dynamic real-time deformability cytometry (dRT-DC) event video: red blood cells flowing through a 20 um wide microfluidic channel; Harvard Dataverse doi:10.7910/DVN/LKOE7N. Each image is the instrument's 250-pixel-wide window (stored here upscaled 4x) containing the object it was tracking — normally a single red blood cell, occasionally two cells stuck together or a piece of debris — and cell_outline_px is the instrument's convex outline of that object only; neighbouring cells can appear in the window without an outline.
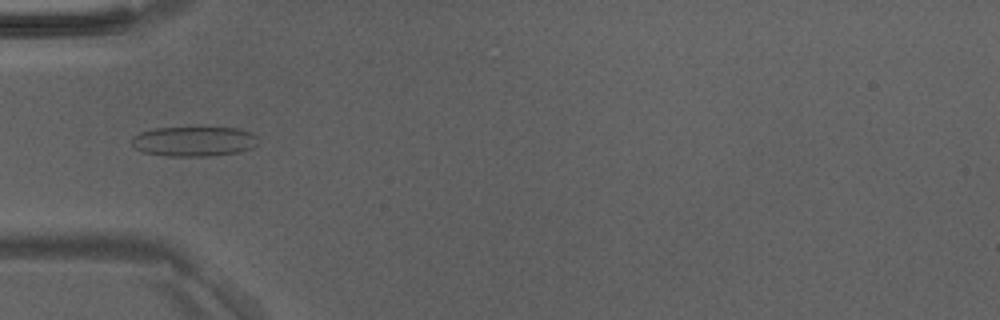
{"species": "Egyptian fruit bat (a non-hibernating species)", "species_latin": "Rousettus aegyptiacus", "temperature_condition": "room temperature", "stored_images_in_passage": 48, "camera_frame_rate_fps": 3000, "um_per_image_px": 0.085, "animal": {"sex": "male"}, "frame": {"image": 1, "passage_image": 16, "time_ms": 5.0, "image_size_px": [1000, 320], "cell_outline_px": [[256, 144], [252, 148], [240, 152], [208, 156], [164, 156], [144, 152], [136, 148], [132, 144], [132, 136], [140, 132], [156, 128], [236, 128], [252, 132], [256, 136]], "centroid_in_image_um": [16.48, 12.02], "position_along_channel_um": 68.5, "area_um2": 21.91}}
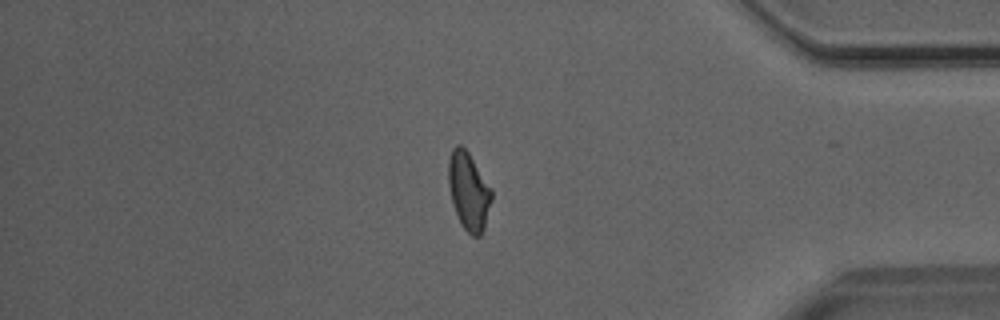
{"frame": {"image": 2, "passage_image": 41, "time_ms": 13.333, "image_size_px": [1000, 320], "cell_outline_px": [[492, 200], [484, 228], [480, 236], [472, 236], [460, 224], [452, 204], [448, 184], [448, 160], [452, 148], [456, 144], [460, 144], [468, 152], [492, 188]], "centroid_in_image_um": [39.83, 16.24], "position_along_channel_um": 395.4, "area_um2": 19.77}}
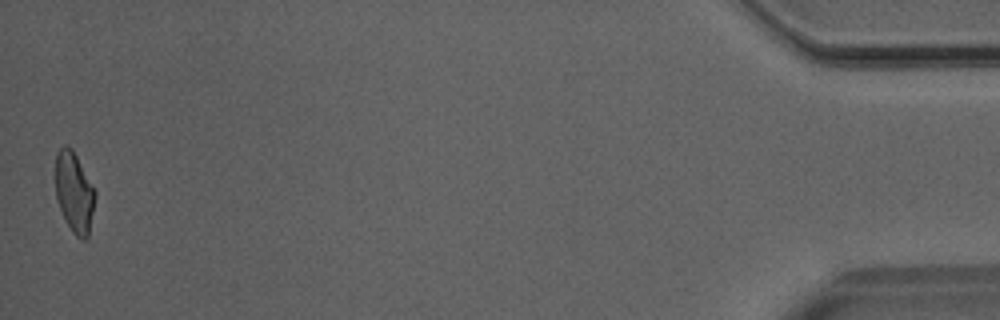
{"frame": {"image": 3, "passage_image": 48, "time_ms": 15.667, "image_size_px": [1000, 320], "cell_outline_px": [[96, 196], [88, 236], [84, 240], [76, 236], [72, 232], [64, 220], [56, 200], [56, 152], [64, 144], [72, 148], [96, 192]], "centroid_in_image_um": [6.3, 16.36], "position_along_channel_um": 428.9, "area_um2": 18.61}}